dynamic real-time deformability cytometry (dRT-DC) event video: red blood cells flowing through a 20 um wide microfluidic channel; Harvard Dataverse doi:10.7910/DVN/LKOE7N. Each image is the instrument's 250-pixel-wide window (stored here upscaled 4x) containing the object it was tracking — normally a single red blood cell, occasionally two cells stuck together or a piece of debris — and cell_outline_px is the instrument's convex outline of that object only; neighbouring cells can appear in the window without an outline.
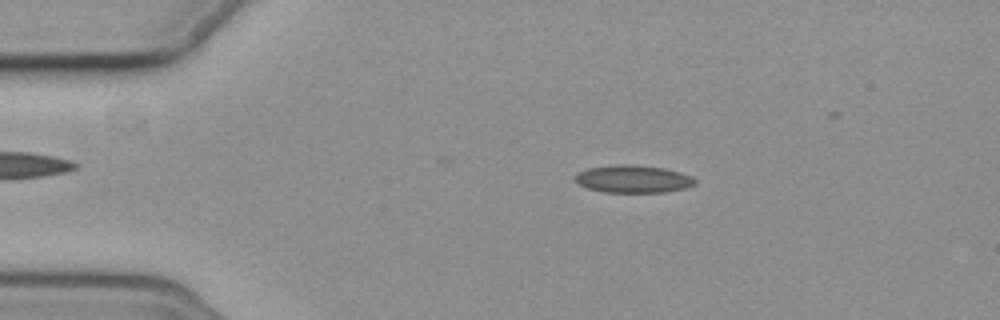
{"species": "common noctule bat (a hibernating species)", "species_latin": "Nyctalus noctula", "temperature_condition": "cold", "stored_images_in_passage": 41, "camera_frame_rate_fps": 3000, "um_per_image_px": 0.085, "animal": {"sex": "female", "body_mass_g": 19.3, "forearm_length_mm": 54.1}, "frame": {"image": 1, "passage_image": 7, "time_ms": 2.0, "image_size_px": [1000, 320], "cell_outline_px": [[696, 184], [684, 188], [664, 192], [604, 192], [588, 188], [580, 184], [576, 180], [576, 172], [588, 168], [612, 164], [636, 164], [664, 168], [680, 172], [692, 176], [696, 180]], "centroid_in_image_um": [53.82, 15.19], "position_along_channel_um": 31.2, "area_um2": 19.36}}
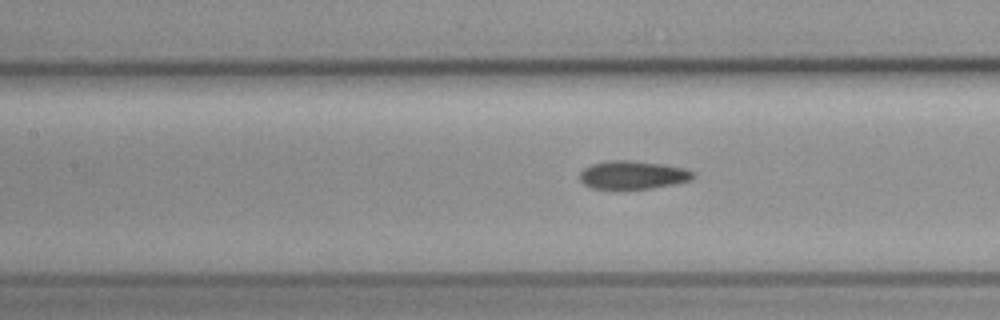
{"frame": {"image": 2, "passage_image": 21, "time_ms": 6.667, "image_size_px": [1000, 320], "cell_outline_px": [[696, 176], [688, 180], [672, 184], [648, 188], [592, 188], [584, 184], [580, 180], [580, 172], [584, 168], [592, 164], [612, 160], [628, 160], [664, 164], [684, 168], [692, 172]], "centroid_in_image_um": [53.76, 14.85], "position_along_channel_um": 153.6, "area_um2": 18.26}}
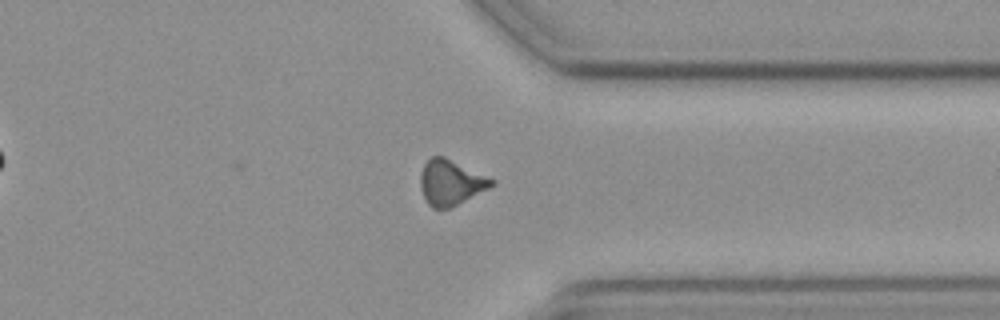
{"frame": {"image": 3, "passage_image": 39, "time_ms": 12.667, "image_size_px": [1000, 320], "cell_outline_px": [[496, 184], [452, 208], [432, 208], [428, 204], [420, 188], [420, 176], [424, 164], [432, 156], [444, 156], [496, 180]], "centroid_in_image_um": [38.32, 15.52], "position_along_channel_um": 373.1, "area_um2": 18.84}}